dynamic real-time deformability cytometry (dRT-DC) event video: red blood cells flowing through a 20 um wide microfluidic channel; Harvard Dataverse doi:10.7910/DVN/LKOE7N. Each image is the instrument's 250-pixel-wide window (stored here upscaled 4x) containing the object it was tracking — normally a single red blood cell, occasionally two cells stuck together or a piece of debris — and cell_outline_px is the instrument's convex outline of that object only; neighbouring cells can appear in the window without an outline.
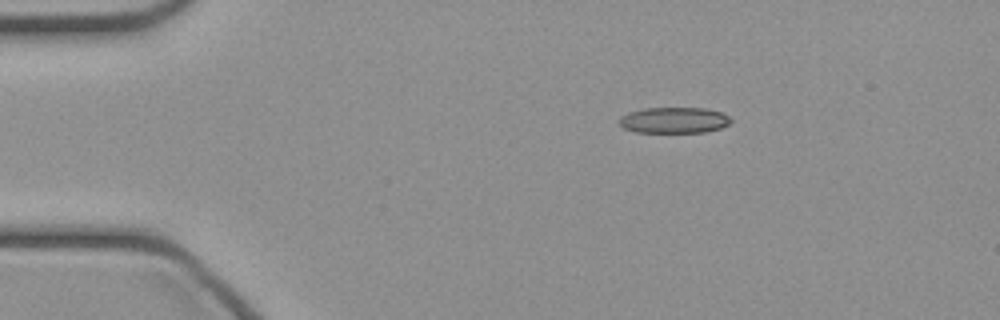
{"species": "common noctule bat (a hibernating species)", "species_latin": "Nyctalus noctula", "temperature_condition": "cold", "stored_images_in_passage": 40, "camera_frame_rate_fps": 3000, "um_per_image_px": 0.085, "animal": {"sex": "female", "body_mass_g": 21.9}, "frame": {"image": 1, "passage_image": 1, "time_ms": 0.0, "image_size_px": [1000, 320], "cell_outline_px": [[732, 120], [728, 124], [720, 128], [704, 132], [636, 132], [624, 128], [616, 120], [620, 116], [628, 112], [644, 108], [704, 108], [720, 112], [728, 116]], "centroid_in_image_um": [57.24, 10.21], "position_along_channel_um": 27.8, "area_um2": 16.88}}
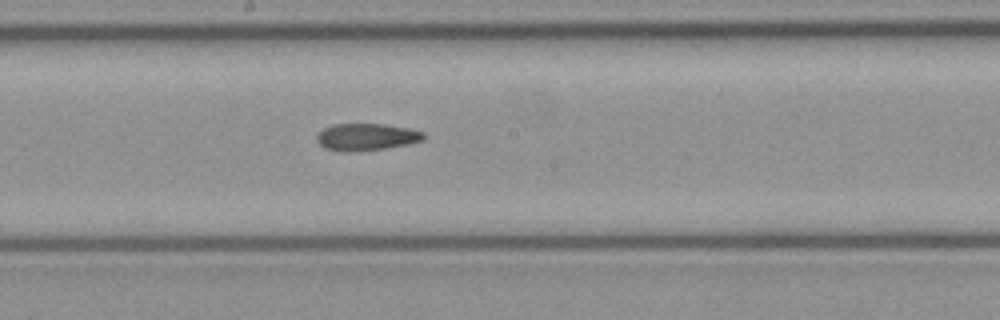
{"frame": {"image": 2, "passage_image": 18, "time_ms": 5.667, "image_size_px": [1000, 320], "cell_outline_px": [[424, 140], [408, 144], [384, 148], [348, 152], [340, 152], [324, 148], [316, 140], [316, 136], [324, 128], [332, 124], [384, 124], [408, 128], [424, 132]], "centroid_in_image_um": [31.12, 11.64], "position_along_channel_um": 217.1, "area_um2": 16.82}}
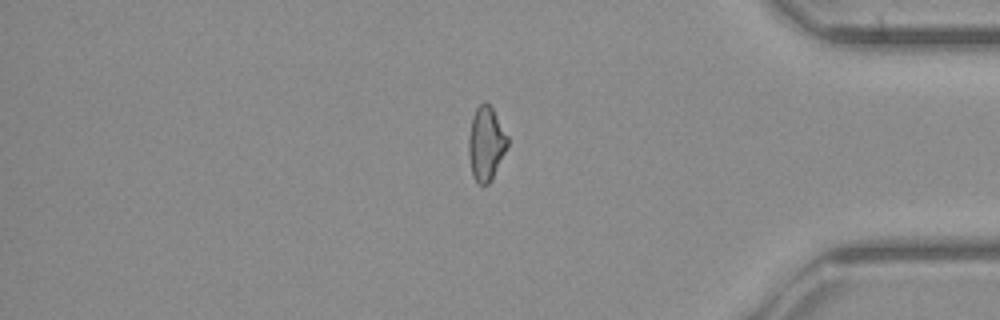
{"frame": {"image": 3, "passage_image": 32, "time_ms": 10.333, "image_size_px": [1000, 320], "cell_outline_px": [[508, 144], [492, 180], [488, 184], [480, 184], [472, 176], [468, 156], [468, 136], [472, 116], [476, 108], [484, 100], [492, 108], [508, 136]], "centroid_in_image_um": [41.29, 12.2], "position_along_channel_um": 393.9, "area_um2": 16.82}}